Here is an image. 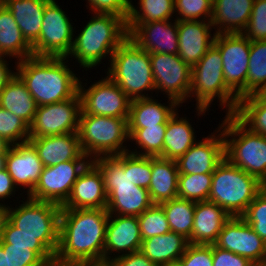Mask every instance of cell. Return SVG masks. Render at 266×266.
Segmentation results:
<instances>
[{"label":"cell","instance_id":"obj_1","mask_svg":"<svg viewBox=\"0 0 266 266\" xmlns=\"http://www.w3.org/2000/svg\"><path fill=\"white\" fill-rule=\"evenodd\" d=\"M108 219L106 209H61L55 264L103 266Z\"/></svg>","mask_w":266,"mask_h":266},{"label":"cell","instance_id":"obj_2","mask_svg":"<svg viewBox=\"0 0 266 266\" xmlns=\"http://www.w3.org/2000/svg\"><path fill=\"white\" fill-rule=\"evenodd\" d=\"M67 57L32 56L17 62L16 74L25 83L37 106L74 98L79 80L66 65Z\"/></svg>","mask_w":266,"mask_h":266},{"label":"cell","instance_id":"obj_3","mask_svg":"<svg viewBox=\"0 0 266 266\" xmlns=\"http://www.w3.org/2000/svg\"><path fill=\"white\" fill-rule=\"evenodd\" d=\"M102 172L109 214L139 216L153 205L148 189L136 186L124 171V153L92 159Z\"/></svg>","mask_w":266,"mask_h":266},{"label":"cell","instance_id":"obj_4","mask_svg":"<svg viewBox=\"0 0 266 266\" xmlns=\"http://www.w3.org/2000/svg\"><path fill=\"white\" fill-rule=\"evenodd\" d=\"M81 33L73 40L69 53L83 68L98 65L102 58L112 57L128 38L127 23L113 14H94Z\"/></svg>","mask_w":266,"mask_h":266},{"label":"cell","instance_id":"obj_5","mask_svg":"<svg viewBox=\"0 0 266 266\" xmlns=\"http://www.w3.org/2000/svg\"><path fill=\"white\" fill-rule=\"evenodd\" d=\"M265 187L256 177L224 158L212 174L208 201L222 207L230 217L242 216Z\"/></svg>","mask_w":266,"mask_h":266},{"label":"cell","instance_id":"obj_6","mask_svg":"<svg viewBox=\"0 0 266 266\" xmlns=\"http://www.w3.org/2000/svg\"><path fill=\"white\" fill-rule=\"evenodd\" d=\"M221 128L225 158L266 186V136L253 133L233 114L226 115L217 133Z\"/></svg>","mask_w":266,"mask_h":266},{"label":"cell","instance_id":"obj_7","mask_svg":"<svg viewBox=\"0 0 266 266\" xmlns=\"http://www.w3.org/2000/svg\"><path fill=\"white\" fill-rule=\"evenodd\" d=\"M107 75L130 100L149 97L145 90H156L149 53L129 37L110 58Z\"/></svg>","mask_w":266,"mask_h":266},{"label":"cell","instance_id":"obj_8","mask_svg":"<svg viewBox=\"0 0 266 266\" xmlns=\"http://www.w3.org/2000/svg\"><path fill=\"white\" fill-rule=\"evenodd\" d=\"M222 62L220 51L213 44L192 67L189 97H196L198 116L205 114L216 97L221 108L226 106V114H234L236 111L239 99L225 83Z\"/></svg>","mask_w":266,"mask_h":266},{"label":"cell","instance_id":"obj_9","mask_svg":"<svg viewBox=\"0 0 266 266\" xmlns=\"http://www.w3.org/2000/svg\"><path fill=\"white\" fill-rule=\"evenodd\" d=\"M127 120L81 113L77 134L82 152L90 159L130 152L123 146L129 139Z\"/></svg>","mask_w":266,"mask_h":266},{"label":"cell","instance_id":"obj_10","mask_svg":"<svg viewBox=\"0 0 266 266\" xmlns=\"http://www.w3.org/2000/svg\"><path fill=\"white\" fill-rule=\"evenodd\" d=\"M7 219L24 235L39 236V241L55 256L59 245L61 206L27 198L19 207L6 206Z\"/></svg>","mask_w":266,"mask_h":266},{"label":"cell","instance_id":"obj_11","mask_svg":"<svg viewBox=\"0 0 266 266\" xmlns=\"http://www.w3.org/2000/svg\"><path fill=\"white\" fill-rule=\"evenodd\" d=\"M73 32L65 11L55 0H50L43 13L39 39L32 45L33 56L69 58L73 45Z\"/></svg>","mask_w":266,"mask_h":266},{"label":"cell","instance_id":"obj_12","mask_svg":"<svg viewBox=\"0 0 266 266\" xmlns=\"http://www.w3.org/2000/svg\"><path fill=\"white\" fill-rule=\"evenodd\" d=\"M81 111L79 94L61 102L37 106L29 126V138L77 133Z\"/></svg>","mask_w":266,"mask_h":266},{"label":"cell","instance_id":"obj_13","mask_svg":"<svg viewBox=\"0 0 266 266\" xmlns=\"http://www.w3.org/2000/svg\"><path fill=\"white\" fill-rule=\"evenodd\" d=\"M213 44L222 56L226 85L238 99L245 97L251 41L242 33L216 34Z\"/></svg>","mask_w":266,"mask_h":266},{"label":"cell","instance_id":"obj_14","mask_svg":"<svg viewBox=\"0 0 266 266\" xmlns=\"http://www.w3.org/2000/svg\"><path fill=\"white\" fill-rule=\"evenodd\" d=\"M91 161L70 160L44 167L39 182L28 197L62 206L69 198L73 184Z\"/></svg>","mask_w":266,"mask_h":266},{"label":"cell","instance_id":"obj_15","mask_svg":"<svg viewBox=\"0 0 266 266\" xmlns=\"http://www.w3.org/2000/svg\"><path fill=\"white\" fill-rule=\"evenodd\" d=\"M83 87L82 82L79 81L81 113L128 118L131 100L108 75L94 82L88 89Z\"/></svg>","mask_w":266,"mask_h":266},{"label":"cell","instance_id":"obj_16","mask_svg":"<svg viewBox=\"0 0 266 266\" xmlns=\"http://www.w3.org/2000/svg\"><path fill=\"white\" fill-rule=\"evenodd\" d=\"M156 90L179 105L189 97L192 68L177 54L149 53Z\"/></svg>","mask_w":266,"mask_h":266},{"label":"cell","instance_id":"obj_17","mask_svg":"<svg viewBox=\"0 0 266 266\" xmlns=\"http://www.w3.org/2000/svg\"><path fill=\"white\" fill-rule=\"evenodd\" d=\"M215 246L266 266V242L241 216L230 217L218 234Z\"/></svg>","mask_w":266,"mask_h":266},{"label":"cell","instance_id":"obj_18","mask_svg":"<svg viewBox=\"0 0 266 266\" xmlns=\"http://www.w3.org/2000/svg\"><path fill=\"white\" fill-rule=\"evenodd\" d=\"M107 194L99 167L91 161L73 184L61 209H106Z\"/></svg>","mask_w":266,"mask_h":266},{"label":"cell","instance_id":"obj_19","mask_svg":"<svg viewBox=\"0 0 266 266\" xmlns=\"http://www.w3.org/2000/svg\"><path fill=\"white\" fill-rule=\"evenodd\" d=\"M221 133V134H220ZM208 136L196 142L176 160L179 174H213L216 166L225 158L224 136Z\"/></svg>","mask_w":266,"mask_h":266},{"label":"cell","instance_id":"obj_20","mask_svg":"<svg viewBox=\"0 0 266 266\" xmlns=\"http://www.w3.org/2000/svg\"><path fill=\"white\" fill-rule=\"evenodd\" d=\"M5 169L15 185L28 188L29 195L39 182L44 165L29 143L14 144L6 154Z\"/></svg>","mask_w":266,"mask_h":266},{"label":"cell","instance_id":"obj_21","mask_svg":"<svg viewBox=\"0 0 266 266\" xmlns=\"http://www.w3.org/2000/svg\"><path fill=\"white\" fill-rule=\"evenodd\" d=\"M174 21L140 23L128 37L148 53L177 54L178 21Z\"/></svg>","mask_w":266,"mask_h":266},{"label":"cell","instance_id":"obj_22","mask_svg":"<svg viewBox=\"0 0 266 266\" xmlns=\"http://www.w3.org/2000/svg\"><path fill=\"white\" fill-rule=\"evenodd\" d=\"M109 214L104 244V265L111 260L112 251L130 254L141 249L142 237L136 216ZM116 217V218H115ZM111 218V219H110ZM128 251V252H127Z\"/></svg>","mask_w":266,"mask_h":266},{"label":"cell","instance_id":"obj_23","mask_svg":"<svg viewBox=\"0 0 266 266\" xmlns=\"http://www.w3.org/2000/svg\"><path fill=\"white\" fill-rule=\"evenodd\" d=\"M178 21L177 55L191 68L206 54L213 45L215 33L211 38V21ZM212 27V28H211Z\"/></svg>","mask_w":266,"mask_h":266},{"label":"cell","instance_id":"obj_24","mask_svg":"<svg viewBox=\"0 0 266 266\" xmlns=\"http://www.w3.org/2000/svg\"><path fill=\"white\" fill-rule=\"evenodd\" d=\"M28 142L37 151L44 167L70 160L88 159V156L82 152L77 133L29 138Z\"/></svg>","mask_w":266,"mask_h":266},{"label":"cell","instance_id":"obj_25","mask_svg":"<svg viewBox=\"0 0 266 266\" xmlns=\"http://www.w3.org/2000/svg\"><path fill=\"white\" fill-rule=\"evenodd\" d=\"M230 215L211 201L196 202L193 229L188 242L191 244L212 245Z\"/></svg>","mask_w":266,"mask_h":266},{"label":"cell","instance_id":"obj_26","mask_svg":"<svg viewBox=\"0 0 266 266\" xmlns=\"http://www.w3.org/2000/svg\"><path fill=\"white\" fill-rule=\"evenodd\" d=\"M254 0H214L211 24L215 34L243 33L250 20Z\"/></svg>","mask_w":266,"mask_h":266},{"label":"cell","instance_id":"obj_27","mask_svg":"<svg viewBox=\"0 0 266 266\" xmlns=\"http://www.w3.org/2000/svg\"><path fill=\"white\" fill-rule=\"evenodd\" d=\"M152 178L148 187L153 204L178 197L179 172L175 160L151 156Z\"/></svg>","mask_w":266,"mask_h":266},{"label":"cell","instance_id":"obj_28","mask_svg":"<svg viewBox=\"0 0 266 266\" xmlns=\"http://www.w3.org/2000/svg\"><path fill=\"white\" fill-rule=\"evenodd\" d=\"M50 0H1L12 13L22 35L32 46L40 35L43 13Z\"/></svg>","mask_w":266,"mask_h":266},{"label":"cell","instance_id":"obj_29","mask_svg":"<svg viewBox=\"0 0 266 266\" xmlns=\"http://www.w3.org/2000/svg\"><path fill=\"white\" fill-rule=\"evenodd\" d=\"M188 245L187 238L170 231L142 240L140 251L156 266H165L179 260Z\"/></svg>","mask_w":266,"mask_h":266},{"label":"cell","instance_id":"obj_30","mask_svg":"<svg viewBox=\"0 0 266 266\" xmlns=\"http://www.w3.org/2000/svg\"><path fill=\"white\" fill-rule=\"evenodd\" d=\"M169 101V106H165L150 97L131 100L128 128H147V126L167 124L179 106L176 101L172 99Z\"/></svg>","mask_w":266,"mask_h":266},{"label":"cell","instance_id":"obj_31","mask_svg":"<svg viewBox=\"0 0 266 266\" xmlns=\"http://www.w3.org/2000/svg\"><path fill=\"white\" fill-rule=\"evenodd\" d=\"M0 56L18 57L19 61L33 56L32 46L26 41L12 13L0 3Z\"/></svg>","mask_w":266,"mask_h":266},{"label":"cell","instance_id":"obj_32","mask_svg":"<svg viewBox=\"0 0 266 266\" xmlns=\"http://www.w3.org/2000/svg\"><path fill=\"white\" fill-rule=\"evenodd\" d=\"M0 107L14 113L30 126L37 104L25 83L15 74L0 93Z\"/></svg>","mask_w":266,"mask_h":266},{"label":"cell","instance_id":"obj_33","mask_svg":"<svg viewBox=\"0 0 266 266\" xmlns=\"http://www.w3.org/2000/svg\"><path fill=\"white\" fill-rule=\"evenodd\" d=\"M178 118L175 112L168 120L163 140V158L175 161L197 142L190 122L186 117Z\"/></svg>","mask_w":266,"mask_h":266},{"label":"cell","instance_id":"obj_34","mask_svg":"<svg viewBox=\"0 0 266 266\" xmlns=\"http://www.w3.org/2000/svg\"><path fill=\"white\" fill-rule=\"evenodd\" d=\"M140 9L131 3L127 20L128 35L140 24L170 20L174 12V0H139ZM141 12V13H140Z\"/></svg>","mask_w":266,"mask_h":266},{"label":"cell","instance_id":"obj_35","mask_svg":"<svg viewBox=\"0 0 266 266\" xmlns=\"http://www.w3.org/2000/svg\"><path fill=\"white\" fill-rule=\"evenodd\" d=\"M196 202L175 198L161 203L170 230L189 239L193 229V218Z\"/></svg>","mask_w":266,"mask_h":266},{"label":"cell","instance_id":"obj_36","mask_svg":"<svg viewBox=\"0 0 266 266\" xmlns=\"http://www.w3.org/2000/svg\"><path fill=\"white\" fill-rule=\"evenodd\" d=\"M1 245L6 253L7 266H50L55 264V256L45 246Z\"/></svg>","mask_w":266,"mask_h":266},{"label":"cell","instance_id":"obj_37","mask_svg":"<svg viewBox=\"0 0 266 266\" xmlns=\"http://www.w3.org/2000/svg\"><path fill=\"white\" fill-rule=\"evenodd\" d=\"M233 115L253 133L266 136V103L253 94L239 99Z\"/></svg>","mask_w":266,"mask_h":266},{"label":"cell","instance_id":"obj_38","mask_svg":"<svg viewBox=\"0 0 266 266\" xmlns=\"http://www.w3.org/2000/svg\"><path fill=\"white\" fill-rule=\"evenodd\" d=\"M167 124L147 126V128H128L129 140H134L144 152L136 150L130 153L139 156H152L163 158V140Z\"/></svg>","mask_w":266,"mask_h":266},{"label":"cell","instance_id":"obj_39","mask_svg":"<svg viewBox=\"0 0 266 266\" xmlns=\"http://www.w3.org/2000/svg\"><path fill=\"white\" fill-rule=\"evenodd\" d=\"M245 96L254 94L266 83V40L251 41Z\"/></svg>","mask_w":266,"mask_h":266},{"label":"cell","instance_id":"obj_40","mask_svg":"<svg viewBox=\"0 0 266 266\" xmlns=\"http://www.w3.org/2000/svg\"><path fill=\"white\" fill-rule=\"evenodd\" d=\"M211 184L212 174H179L178 198L193 202L207 201Z\"/></svg>","mask_w":266,"mask_h":266},{"label":"cell","instance_id":"obj_41","mask_svg":"<svg viewBox=\"0 0 266 266\" xmlns=\"http://www.w3.org/2000/svg\"><path fill=\"white\" fill-rule=\"evenodd\" d=\"M137 218L142 240L171 231L164 209L160 204H153Z\"/></svg>","mask_w":266,"mask_h":266},{"label":"cell","instance_id":"obj_42","mask_svg":"<svg viewBox=\"0 0 266 266\" xmlns=\"http://www.w3.org/2000/svg\"><path fill=\"white\" fill-rule=\"evenodd\" d=\"M0 136L12 145L26 143L29 139V125L14 113L0 107Z\"/></svg>","mask_w":266,"mask_h":266},{"label":"cell","instance_id":"obj_43","mask_svg":"<svg viewBox=\"0 0 266 266\" xmlns=\"http://www.w3.org/2000/svg\"><path fill=\"white\" fill-rule=\"evenodd\" d=\"M124 171H129L133 184L148 189L152 178L151 156L124 153Z\"/></svg>","mask_w":266,"mask_h":266},{"label":"cell","instance_id":"obj_44","mask_svg":"<svg viewBox=\"0 0 266 266\" xmlns=\"http://www.w3.org/2000/svg\"><path fill=\"white\" fill-rule=\"evenodd\" d=\"M212 6L211 0H174V12L178 11L180 15L176 20L211 21Z\"/></svg>","mask_w":266,"mask_h":266},{"label":"cell","instance_id":"obj_45","mask_svg":"<svg viewBox=\"0 0 266 266\" xmlns=\"http://www.w3.org/2000/svg\"><path fill=\"white\" fill-rule=\"evenodd\" d=\"M241 217L266 242V186L257 194Z\"/></svg>","mask_w":266,"mask_h":266},{"label":"cell","instance_id":"obj_46","mask_svg":"<svg viewBox=\"0 0 266 266\" xmlns=\"http://www.w3.org/2000/svg\"><path fill=\"white\" fill-rule=\"evenodd\" d=\"M242 34L249 41L266 40V0H254L250 20Z\"/></svg>","mask_w":266,"mask_h":266},{"label":"cell","instance_id":"obj_47","mask_svg":"<svg viewBox=\"0 0 266 266\" xmlns=\"http://www.w3.org/2000/svg\"><path fill=\"white\" fill-rule=\"evenodd\" d=\"M183 266H213V244H191L179 259Z\"/></svg>","mask_w":266,"mask_h":266},{"label":"cell","instance_id":"obj_48","mask_svg":"<svg viewBox=\"0 0 266 266\" xmlns=\"http://www.w3.org/2000/svg\"><path fill=\"white\" fill-rule=\"evenodd\" d=\"M91 11L97 14H113L126 23L130 14V0H88Z\"/></svg>","mask_w":266,"mask_h":266},{"label":"cell","instance_id":"obj_49","mask_svg":"<svg viewBox=\"0 0 266 266\" xmlns=\"http://www.w3.org/2000/svg\"><path fill=\"white\" fill-rule=\"evenodd\" d=\"M0 244H13V246H44L39 236H27L19 232L8 219L4 224Z\"/></svg>","mask_w":266,"mask_h":266},{"label":"cell","instance_id":"obj_50","mask_svg":"<svg viewBox=\"0 0 266 266\" xmlns=\"http://www.w3.org/2000/svg\"><path fill=\"white\" fill-rule=\"evenodd\" d=\"M213 266H255L247 258L231 251L221 249L213 244Z\"/></svg>","mask_w":266,"mask_h":266},{"label":"cell","instance_id":"obj_51","mask_svg":"<svg viewBox=\"0 0 266 266\" xmlns=\"http://www.w3.org/2000/svg\"><path fill=\"white\" fill-rule=\"evenodd\" d=\"M105 266H156L141 251L111 258Z\"/></svg>","mask_w":266,"mask_h":266},{"label":"cell","instance_id":"obj_52","mask_svg":"<svg viewBox=\"0 0 266 266\" xmlns=\"http://www.w3.org/2000/svg\"><path fill=\"white\" fill-rule=\"evenodd\" d=\"M17 186L14 184L13 179L7 170H0V200L9 198L16 190Z\"/></svg>","mask_w":266,"mask_h":266},{"label":"cell","instance_id":"obj_53","mask_svg":"<svg viewBox=\"0 0 266 266\" xmlns=\"http://www.w3.org/2000/svg\"><path fill=\"white\" fill-rule=\"evenodd\" d=\"M7 65V61L4 60L3 56H0V93L10 79L16 74V72L9 70Z\"/></svg>","mask_w":266,"mask_h":266},{"label":"cell","instance_id":"obj_54","mask_svg":"<svg viewBox=\"0 0 266 266\" xmlns=\"http://www.w3.org/2000/svg\"><path fill=\"white\" fill-rule=\"evenodd\" d=\"M0 203V238H1V235H2V231H3V228H4V224L7 220V211H6V205Z\"/></svg>","mask_w":266,"mask_h":266},{"label":"cell","instance_id":"obj_55","mask_svg":"<svg viewBox=\"0 0 266 266\" xmlns=\"http://www.w3.org/2000/svg\"><path fill=\"white\" fill-rule=\"evenodd\" d=\"M260 102L266 103V83L263 84L254 94Z\"/></svg>","mask_w":266,"mask_h":266},{"label":"cell","instance_id":"obj_56","mask_svg":"<svg viewBox=\"0 0 266 266\" xmlns=\"http://www.w3.org/2000/svg\"><path fill=\"white\" fill-rule=\"evenodd\" d=\"M12 144L0 136V155H6Z\"/></svg>","mask_w":266,"mask_h":266},{"label":"cell","instance_id":"obj_57","mask_svg":"<svg viewBox=\"0 0 266 266\" xmlns=\"http://www.w3.org/2000/svg\"><path fill=\"white\" fill-rule=\"evenodd\" d=\"M0 266H7L6 253H4V248L1 244H0Z\"/></svg>","mask_w":266,"mask_h":266},{"label":"cell","instance_id":"obj_58","mask_svg":"<svg viewBox=\"0 0 266 266\" xmlns=\"http://www.w3.org/2000/svg\"><path fill=\"white\" fill-rule=\"evenodd\" d=\"M6 155H0V170L5 168Z\"/></svg>","mask_w":266,"mask_h":266},{"label":"cell","instance_id":"obj_59","mask_svg":"<svg viewBox=\"0 0 266 266\" xmlns=\"http://www.w3.org/2000/svg\"><path fill=\"white\" fill-rule=\"evenodd\" d=\"M165 266H183L182 262L180 260L173 261Z\"/></svg>","mask_w":266,"mask_h":266}]
</instances>
